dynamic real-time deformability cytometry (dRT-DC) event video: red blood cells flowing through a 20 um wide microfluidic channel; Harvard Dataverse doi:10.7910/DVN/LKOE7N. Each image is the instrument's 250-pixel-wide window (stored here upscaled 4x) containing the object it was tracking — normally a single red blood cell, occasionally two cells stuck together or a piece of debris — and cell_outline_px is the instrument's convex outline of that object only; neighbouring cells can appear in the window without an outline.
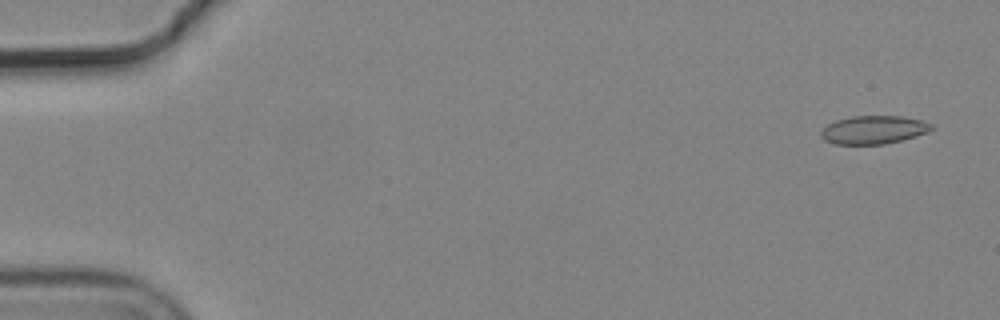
{"species": "common noctule bat (a hibernating species)", "species_latin": "Nyctalus noctula", "temperature_condition": "cold", "stored_images_in_passage": 5, "camera_frame_rate_fps": 3000, "um_per_image_px": 0.085, "animal": {"sex": "male", "body_mass_g": 19.2, "forearm_length_mm": 51.8}, "frame": {"image": 1, "passage_image": 1, "time_ms": 0.0, "image_size_px": [1000, 320], "cell_outline_px": [[932, 128], [928, 132], [916, 136], [884, 144], [836, 144], [824, 140], [820, 136], [820, 132], [828, 124], [836, 120], [852, 116], [900, 116], [920, 120], [932, 124]], "centroid_in_image_um": [74.23, 11.03], "position_along_channel_um": 10.8, "area_um2": 18.03}}
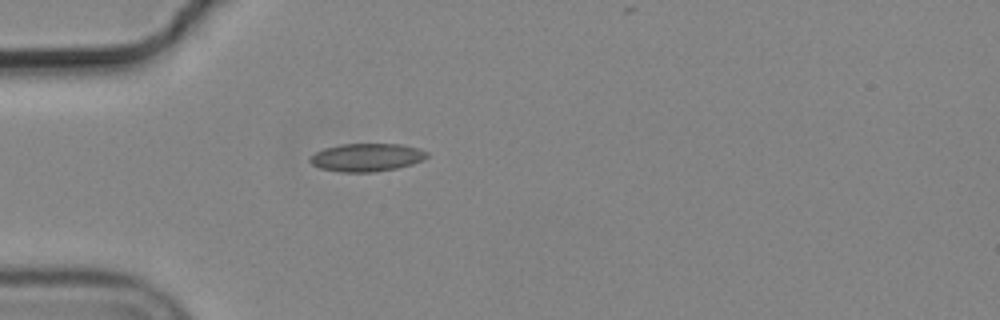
{"frame": {"image": 2, "passage_image": 5, "time_ms": 1.333, "image_size_px": [1000, 320], "cell_outline_px": [[428, 156], [424, 160], [412, 164], [396, 168], [372, 172], [340, 172], [320, 168], [312, 164], [308, 160], [308, 156], [324, 148], [340, 144], [400, 144], [420, 148], [428, 152]], "centroid_in_image_um": [31.16, 13.37], "position_along_channel_um": 53.8, "area_um2": 19.25}}